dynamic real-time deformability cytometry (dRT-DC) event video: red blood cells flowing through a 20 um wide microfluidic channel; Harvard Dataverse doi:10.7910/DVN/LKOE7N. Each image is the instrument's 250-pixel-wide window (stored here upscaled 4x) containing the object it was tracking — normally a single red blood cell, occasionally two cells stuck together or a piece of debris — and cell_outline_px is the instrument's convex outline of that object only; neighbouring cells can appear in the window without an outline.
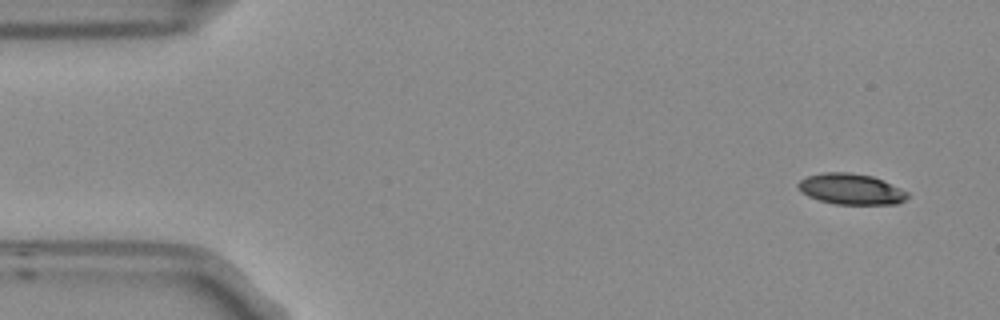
{"species": "Egyptian fruit bat (a non-hibernating species)", "species_latin": "Rousettus aegyptiacus", "temperature_condition": "room temperature", "stored_images_in_passage": 7, "camera_frame_rate_fps": 3000, "um_per_image_px": 0.085, "frame": {"image": 1, "passage_image": 1, "time_ms": 0.0, "image_size_px": [1000, 320], "cell_outline_px": [[908, 196], [904, 200], [896, 204], [836, 204], [820, 200], [808, 196], [800, 192], [796, 188], [796, 184], [800, 180], [808, 176], [820, 172], [848, 172], [872, 176], [884, 180], [908, 192]], "centroid_in_image_um": [72.3, 16.06], "position_along_channel_um": 12.7, "area_um2": 19.77}}
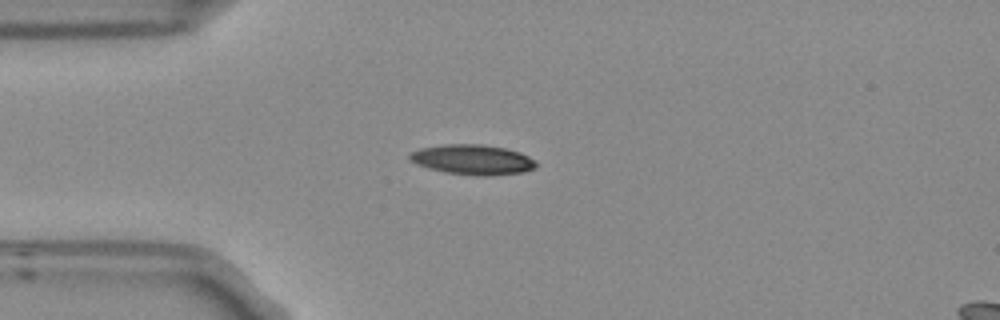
{"frame": {"image": 2, "passage_image": 4, "time_ms": 1.0, "image_size_px": [1000, 320], "cell_outline_px": [[536, 168], [524, 172], [492, 176], [476, 176], [444, 172], [428, 168], [416, 164], [408, 160], [408, 152], [420, 148], [448, 144], [480, 144], [504, 148], [520, 152], [536, 160]], "centroid_in_image_um": [40.15, 13.58], "position_along_channel_um": 44.8, "area_um2": 22.43}}